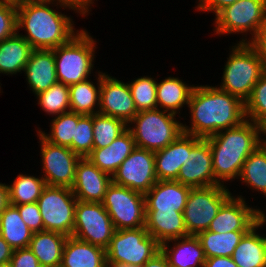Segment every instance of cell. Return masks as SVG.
<instances>
[{"mask_svg": "<svg viewBox=\"0 0 266 267\" xmlns=\"http://www.w3.org/2000/svg\"><path fill=\"white\" fill-rule=\"evenodd\" d=\"M47 186L43 177H35L33 175L19 174L8 185L9 204L21 205L27 203H35Z\"/></svg>", "mask_w": 266, "mask_h": 267, "instance_id": "obj_33", "label": "cell"}, {"mask_svg": "<svg viewBox=\"0 0 266 267\" xmlns=\"http://www.w3.org/2000/svg\"><path fill=\"white\" fill-rule=\"evenodd\" d=\"M10 263L12 267H41L29 247L13 250Z\"/></svg>", "mask_w": 266, "mask_h": 267, "instance_id": "obj_43", "label": "cell"}, {"mask_svg": "<svg viewBox=\"0 0 266 267\" xmlns=\"http://www.w3.org/2000/svg\"><path fill=\"white\" fill-rule=\"evenodd\" d=\"M17 31V6L0 2V42Z\"/></svg>", "mask_w": 266, "mask_h": 267, "instance_id": "obj_41", "label": "cell"}, {"mask_svg": "<svg viewBox=\"0 0 266 267\" xmlns=\"http://www.w3.org/2000/svg\"><path fill=\"white\" fill-rule=\"evenodd\" d=\"M238 0H199L197 10L215 13V16L225 7L232 5Z\"/></svg>", "mask_w": 266, "mask_h": 267, "instance_id": "obj_44", "label": "cell"}, {"mask_svg": "<svg viewBox=\"0 0 266 267\" xmlns=\"http://www.w3.org/2000/svg\"><path fill=\"white\" fill-rule=\"evenodd\" d=\"M93 138V115H82L75 127L72 151L81 158L87 157L93 150Z\"/></svg>", "mask_w": 266, "mask_h": 267, "instance_id": "obj_40", "label": "cell"}, {"mask_svg": "<svg viewBox=\"0 0 266 267\" xmlns=\"http://www.w3.org/2000/svg\"><path fill=\"white\" fill-rule=\"evenodd\" d=\"M25 224L33 233L44 231L43 219L37 202L15 205Z\"/></svg>", "mask_w": 266, "mask_h": 267, "instance_id": "obj_42", "label": "cell"}, {"mask_svg": "<svg viewBox=\"0 0 266 267\" xmlns=\"http://www.w3.org/2000/svg\"><path fill=\"white\" fill-rule=\"evenodd\" d=\"M38 103L48 115H61L70 111L69 86L61 82L53 84L49 89L38 93Z\"/></svg>", "mask_w": 266, "mask_h": 267, "instance_id": "obj_37", "label": "cell"}, {"mask_svg": "<svg viewBox=\"0 0 266 267\" xmlns=\"http://www.w3.org/2000/svg\"><path fill=\"white\" fill-rule=\"evenodd\" d=\"M28 0H0V2H5V3H10V4H14V5H20L22 3L27 2Z\"/></svg>", "mask_w": 266, "mask_h": 267, "instance_id": "obj_51", "label": "cell"}, {"mask_svg": "<svg viewBox=\"0 0 266 267\" xmlns=\"http://www.w3.org/2000/svg\"><path fill=\"white\" fill-rule=\"evenodd\" d=\"M76 202L71 188L47 185L37 200L44 231L72 236Z\"/></svg>", "mask_w": 266, "mask_h": 267, "instance_id": "obj_11", "label": "cell"}, {"mask_svg": "<svg viewBox=\"0 0 266 267\" xmlns=\"http://www.w3.org/2000/svg\"><path fill=\"white\" fill-rule=\"evenodd\" d=\"M175 117L158 108L139 111L128 125L136 147L156 152L171 144L183 133V123Z\"/></svg>", "mask_w": 266, "mask_h": 267, "instance_id": "obj_6", "label": "cell"}, {"mask_svg": "<svg viewBox=\"0 0 266 267\" xmlns=\"http://www.w3.org/2000/svg\"><path fill=\"white\" fill-rule=\"evenodd\" d=\"M262 134H264L263 136H266V122L262 125ZM266 137H264L262 139V143L266 145Z\"/></svg>", "mask_w": 266, "mask_h": 267, "instance_id": "obj_52", "label": "cell"}, {"mask_svg": "<svg viewBox=\"0 0 266 267\" xmlns=\"http://www.w3.org/2000/svg\"><path fill=\"white\" fill-rule=\"evenodd\" d=\"M223 184L191 188L183 211L189 235L207 231L222 204L232 195Z\"/></svg>", "mask_w": 266, "mask_h": 267, "instance_id": "obj_9", "label": "cell"}, {"mask_svg": "<svg viewBox=\"0 0 266 267\" xmlns=\"http://www.w3.org/2000/svg\"><path fill=\"white\" fill-rule=\"evenodd\" d=\"M49 4L76 10L56 0H28L17 5V30H26L27 35H20L34 50H52L69 42L79 32L69 16L53 10Z\"/></svg>", "mask_w": 266, "mask_h": 267, "instance_id": "obj_2", "label": "cell"}, {"mask_svg": "<svg viewBox=\"0 0 266 267\" xmlns=\"http://www.w3.org/2000/svg\"><path fill=\"white\" fill-rule=\"evenodd\" d=\"M191 126L183 132L205 139L246 120L245 103L216 86H194L189 98Z\"/></svg>", "mask_w": 266, "mask_h": 267, "instance_id": "obj_1", "label": "cell"}, {"mask_svg": "<svg viewBox=\"0 0 266 267\" xmlns=\"http://www.w3.org/2000/svg\"><path fill=\"white\" fill-rule=\"evenodd\" d=\"M161 251V244L146 227L116 230L106 248L107 264L142 267Z\"/></svg>", "mask_w": 266, "mask_h": 267, "instance_id": "obj_7", "label": "cell"}, {"mask_svg": "<svg viewBox=\"0 0 266 267\" xmlns=\"http://www.w3.org/2000/svg\"><path fill=\"white\" fill-rule=\"evenodd\" d=\"M34 49L17 31L0 42V73L6 75L24 71Z\"/></svg>", "mask_w": 266, "mask_h": 267, "instance_id": "obj_28", "label": "cell"}, {"mask_svg": "<svg viewBox=\"0 0 266 267\" xmlns=\"http://www.w3.org/2000/svg\"><path fill=\"white\" fill-rule=\"evenodd\" d=\"M103 74V72L98 71L97 87L89 79L69 85L70 111L81 115L99 113L100 86Z\"/></svg>", "mask_w": 266, "mask_h": 267, "instance_id": "obj_31", "label": "cell"}, {"mask_svg": "<svg viewBox=\"0 0 266 267\" xmlns=\"http://www.w3.org/2000/svg\"><path fill=\"white\" fill-rule=\"evenodd\" d=\"M201 139L183 132L171 144L154 152L157 179L176 180L181 167L186 165L187 153H190Z\"/></svg>", "mask_w": 266, "mask_h": 267, "instance_id": "obj_19", "label": "cell"}, {"mask_svg": "<svg viewBox=\"0 0 266 267\" xmlns=\"http://www.w3.org/2000/svg\"><path fill=\"white\" fill-rule=\"evenodd\" d=\"M41 145L42 176L48 186L72 188L75 168L81 157L67 146L55 145L45 140L39 133Z\"/></svg>", "mask_w": 266, "mask_h": 267, "instance_id": "obj_14", "label": "cell"}, {"mask_svg": "<svg viewBox=\"0 0 266 267\" xmlns=\"http://www.w3.org/2000/svg\"><path fill=\"white\" fill-rule=\"evenodd\" d=\"M0 267H12L10 262L0 264Z\"/></svg>", "mask_w": 266, "mask_h": 267, "instance_id": "obj_54", "label": "cell"}, {"mask_svg": "<svg viewBox=\"0 0 266 267\" xmlns=\"http://www.w3.org/2000/svg\"><path fill=\"white\" fill-rule=\"evenodd\" d=\"M106 249L79 240L73 236L67 237L60 267H106Z\"/></svg>", "mask_w": 266, "mask_h": 267, "instance_id": "obj_26", "label": "cell"}, {"mask_svg": "<svg viewBox=\"0 0 266 267\" xmlns=\"http://www.w3.org/2000/svg\"><path fill=\"white\" fill-rule=\"evenodd\" d=\"M81 116V114L72 111L62 113L52 119L49 134L41 130L37 132L48 142L55 145L67 146L72 150L75 127H77L78 120Z\"/></svg>", "mask_w": 266, "mask_h": 267, "instance_id": "obj_35", "label": "cell"}, {"mask_svg": "<svg viewBox=\"0 0 266 267\" xmlns=\"http://www.w3.org/2000/svg\"><path fill=\"white\" fill-rule=\"evenodd\" d=\"M248 231L216 233L209 230L197 235L206 258L232 257L237 245Z\"/></svg>", "mask_w": 266, "mask_h": 267, "instance_id": "obj_32", "label": "cell"}, {"mask_svg": "<svg viewBox=\"0 0 266 267\" xmlns=\"http://www.w3.org/2000/svg\"><path fill=\"white\" fill-rule=\"evenodd\" d=\"M111 183L112 177L85 157L77 162L71 189L77 200L102 203Z\"/></svg>", "mask_w": 266, "mask_h": 267, "instance_id": "obj_18", "label": "cell"}, {"mask_svg": "<svg viewBox=\"0 0 266 267\" xmlns=\"http://www.w3.org/2000/svg\"><path fill=\"white\" fill-rule=\"evenodd\" d=\"M250 44L257 50L266 68V24L260 28L257 36L250 42Z\"/></svg>", "mask_w": 266, "mask_h": 267, "instance_id": "obj_45", "label": "cell"}, {"mask_svg": "<svg viewBox=\"0 0 266 267\" xmlns=\"http://www.w3.org/2000/svg\"><path fill=\"white\" fill-rule=\"evenodd\" d=\"M116 230L137 229L146 225L145 196L113 182L102 202Z\"/></svg>", "mask_w": 266, "mask_h": 267, "instance_id": "obj_10", "label": "cell"}, {"mask_svg": "<svg viewBox=\"0 0 266 267\" xmlns=\"http://www.w3.org/2000/svg\"><path fill=\"white\" fill-rule=\"evenodd\" d=\"M204 267H238L232 257H212L206 258Z\"/></svg>", "mask_w": 266, "mask_h": 267, "instance_id": "obj_47", "label": "cell"}, {"mask_svg": "<svg viewBox=\"0 0 266 267\" xmlns=\"http://www.w3.org/2000/svg\"><path fill=\"white\" fill-rule=\"evenodd\" d=\"M146 230L160 244L189 236L183 212L176 210H146Z\"/></svg>", "mask_w": 266, "mask_h": 267, "instance_id": "obj_23", "label": "cell"}, {"mask_svg": "<svg viewBox=\"0 0 266 267\" xmlns=\"http://www.w3.org/2000/svg\"><path fill=\"white\" fill-rule=\"evenodd\" d=\"M9 205L8 185L0 183V215Z\"/></svg>", "mask_w": 266, "mask_h": 267, "instance_id": "obj_50", "label": "cell"}, {"mask_svg": "<svg viewBox=\"0 0 266 267\" xmlns=\"http://www.w3.org/2000/svg\"><path fill=\"white\" fill-rule=\"evenodd\" d=\"M266 213L241 239L235 248L232 259L238 267H266V237L257 230L266 223ZM257 232V233H256Z\"/></svg>", "mask_w": 266, "mask_h": 267, "instance_id": "obj_25", "label": "cell"}, {"mask_svg": "<svg viewBox=\"0 0 266 267\" xmlns=\"http://www.w3.org/2000/svg\"><path fill=\"white\" fill-rule=\"evenodd\" d=\"M128 129L120 119L102 114L93 115V149L109 146L117 137Z\"/></svg>", "mask_w": 266, "mask_h": 267, "instance_id": "obj_36", "label": "cell"}, {"mask_svg": "<svg viewBox=\"0 0 266 267\" xmlns=\"http://www.w3.org/2000/svg\"><path fill=\"white\" fill-rule=\"evenodd\" d=\"M96 41L81 29L69 42L54 51L58 82L66 85L87 80L94 67Z\"/></svg>", "mask_w": 266, "mask_h": 267, "instance_id": "obj_5", "label": "cell"}, {"mask_svg": "<svg viewBox=\"0 0 266 267\" xmlns=\"http://www.w3.org/2000/svg\"><path fill=\"white\" fill-rule=\"evenodd\" d=\"M247 120L262 126L266 122V72L254 85L250 97L245 101Z\"/></svg>", "mask_w": 266, "mask_h": 267, "instance_id": "obj_39", "label": "cell"}, {"mask_svg": "<svg viewBox=\"0 0 266 267\" xmlns=\"http://www.w3.org/2000/svg\"><path fill=\"white\" fill-rule=\"evenodd\" d=\"M231 49L219 88L239 97L245 103L266 68L250 43L239 42Z\"/></svg>", "mask_w": 266, "mask_h": 267, "instance_id": "obj_4", "label": "cell"}, {"mask_svg": "<svg viewBox=\"0 0 266 267\" xmlns=\"http://www.w3.org/2000/svg\"><path fill=\"white\" fill-rule=\"evenodd\" d=\"M67 236L58 232L33 233L29 248L37 257L41 267H60Z\"/></svg>", "mask_w": 266, "mask_h": 267, "instance_id": "obj_27", "label": "cell"}, {"mask_svg": "<svg viewBox=\"0 0 266 267\" xmlns=\"http://www.w3.org/2000/svg\"><path fill=\"white\" fill-rule=\"evenodd\" d=\"M13 248L0 235V264L10 262Z\"/></svg>", "mask_w": 266, "mask_h": 267, "instance_id": "obj_48", "label": "cell"}, {"mask_svg": "<svg viewBox=\"0 0 266 267\" xmlns=\"http://www.w3.org/2000/svg\"><path fill=\"white\" fill-rule=\"evenodd\" d=\"M266 24V0H238L222 9L215 17L218 35L248 33L252 38H242L240 43H250Z\"/></svg>", "mask_w": 266, "mask_h": 267, "instance_id": "obj_8", "label": "cell"}, {"mask_svg": "<svg viewBox=\"0 0 266 267\" xmlns=\"http://www.w3.org/2000/svg\"><path fill=\"white\" fill-rule=\"evenodd\" d=\"M194 85L188 86L178 77H167L157 83V108L177 114L184 105L188 106L189 98ZM179 111V112H178Z\"/></svg>", "mask_w": 266, "mask_h": 267, "instance_id": "obj_29", "label": "cell"}, {"mask_svg": "<svg viewBox=\"0 0 266 267\" xmlns=\"http://www.w3.org/2000/svg\"><path fill=\"white\" fill-rule=\"evenodd\" d=\"M136 148L133 135L129 129L117 137L109 146L93 149L86 157L102 172L111 177L116 173L121 163Z\"/></svg>", "mask_w": 266, "mask_h": 267, "instance_id": "obj_22", "label": "cell"}, {"mask_svg": "<svg viewBox=\"0 0 266 267\" xmlns=\"http://www.w3.org/2000/svg\"><path fill=\"white\" fill-rule=\"evenodd\" d=\"M115 231L102 203L77 200L73 237L106 249Z\"/></svg>", "mask_w": 266, "mask_h": 267, "instance_id": "obj_12", "label": "cell"}, {"mask_svg": "<svg viewBox=\"0 0 266 267\" xmlns=\"http://www.w3.org/2000/svg\"><path fill=\"white\" fill-rule=\"evenodd\" d=\"M60 3H64L68 6L76 9L75 12L79 13L81 16H86L90 13V6L93 5L94 0H56ZM89 8V9H88Z\"/></svg>", "mask_w": 266, "mask_h": 267, "instance_id": "obj_46", "label": "cell"}, {"mask_svg": "<svg viewBox=\"0 0 266 267\" xmlns=\"http://www.w3.org/2000/svg\"><path fill=\"white\" fill-rule=\"evenodd\" d=\"M137 113L129 84L104 73L101 77L99 114L115 117L128 125Z\"/></svg>", "mask_w": 266, "mask_h": 267, "instance_id": "obj_15", "label": "cell"}, {"mask_svg": "<svg viewBox=\"0 0 266 267\" xmlns=\"http://www.w3.org/2000/svg\"><path fill=\"white\" fill-rule=\"evenodd\" d=\"M29 88L35 95L57 83L54 51L36 49L30 54L24 68Z\"/></svg>", "mask_w": 266, "mask_h": 267, "instance_id": "obj_21", "label": "cell"}, {"mask_svg": "<svg viewBox=\"0 0 266 267\" xmlns=\"http://www.w3.org/2000/svg\"><path fill=\"white\" fill-rule=\"evenodd\" d=\"M142 267H170L166 256L162 251L158 252L153 258L148 260Z\"/></svg>", "mask_w": 266, "mask_h": 267, "instance_id": "obj_49", "label": "cell"}, {"mask_svg": "<svg viewBox=\"0 0 266 267\" xmlns=\"http://www.w3.org/2000/svg\"><path fill=\"white\" fill-rule=\"evenodd\" d=\"M191 187L175 180H158L144 195L146 210L183 212Z\"/></svg>", "mask_w": 266, "mask_h": 267, "instance_id": "obj_20", "label": "cell"}, {"mask_svg": "<svg viewBox=\"0 0 266 267\" xmlns=\"http://www.w3.org/2000/svg\"><path fill=\"white\" fill-rule=\"evenodd\" d=\"M157 181L154 152L139 147L131 152L112 176L114 184L144 195Z\"/></svg>", "mask_w": 266, "mask_h": 267, "instance_id": "obj_13", "label": "cell"}, {"mask_svg": "<svg viewBox=\"0 0 266 267\" xmlns=\"http://www.w3.org/2000/svg\"><path fill=\"white\" fill-rule=\"evenodd\" d=\"M0 235L14 250L29 247L33 232L22 220L15 205L9 204L1 213Z\"/></svg>", "mask_w": 266, "mask_h": 267, "instance_id": "obj_30", "label": "cell"}, {"mask_svg": "<svg viewBox=\"0 0 266 267\" xmlns=\"http://www.w3.org/2000/svg\"><path fill=\"white\" fill-rule=\"evenodd\" d=\"M128 84L138 112L157 109V82L154 78L144 76Z\"/></svg>", "mask_w": 266, "mask_h": 267, "instance_id": "obj_38", "label": "cell"}, {"mask_svg": "<svg viewBox=\"0 0 266 267\" xmlns=\"http://www.w3.org/2000/svg\"><path fill=\"white\" fill-rule=\"evenodd\" d=\"M106 267H138V266H128L124 264H107Z\"/></svg>", "mask_w": 266, "mask_h": 267, "instance_id": "obj_53", "label": "cell"}, {"mask_svg": "<svg viewBox=\"0 0 266 267\" xmlns=\"http://www.w3.org/2000/svg\"><path fill=\"white\" fill-rule=\"evenodd\" d=\"M191 188L215 186L219 183L214 178L212 168V151L209 141L201 139L187 153L186 165L180 169L175 180Z\"/></svg>", "mask_w": 266, "mask_h": 267, "instance_id": "obj_17", "label": "cell"}, {"mask_svg": "<svg viewBox=\"0 0 266 267\" xmlns=\"http://www.w3.org/2000/svg\"><path fill=\"white\" fill-rule=\"evenodd\" d=\"M246 204L243 196L231 195L219 208L208 230L216 233L249 231L262 219L263 211Z\"/></svg>", "mask_w": 266, "mask_h": 267, "instance_id": "obj_16", "label": "cell"}, {"mask_svg": "<svg viewBox=\"0 0 266 267\" xmlns=\"http://www.w3.org/2000/svg\"><path fill=\"white\" fill-rule=\"evenodd\" d=\"M240 181L266 196V145H260L243 164Z\"/></svg>", "mask_w": 266, "mask_h": 267, "instance_id": "obj_34", "label": "cell"}, {"mask_svg": "<svg viewBox=\"0 0 266 267\" xmlns=\"http://www.w3.org/2000/svg\"><path fill=\"white\" fill-rule=\"evenodd\" d=\"M170 242H174L170 247ZM170 267H204L206 257L199 238L195 235L172 239L161 244Z\"/></svg>", "mask_w": 266, "mask_h": 267, "instance_id": "obj_24", "label": "cell"}, {"mask_svg": "<svg viewBox=\"0 0 266 267\" xmlns=\"http://www.w3.org/2000/svg\"><path fill=\"white\" fill-rule=\"evenodd\" d=\"M261 134L262 126L246 119L206 138L212 151L214 178L219 184L239 179L247 157L263 144Z\"/></svg>", "mask_w": 266, "mask_h": 267, "instance_id": "obj_3", "label": "cell"}]
</instances>
